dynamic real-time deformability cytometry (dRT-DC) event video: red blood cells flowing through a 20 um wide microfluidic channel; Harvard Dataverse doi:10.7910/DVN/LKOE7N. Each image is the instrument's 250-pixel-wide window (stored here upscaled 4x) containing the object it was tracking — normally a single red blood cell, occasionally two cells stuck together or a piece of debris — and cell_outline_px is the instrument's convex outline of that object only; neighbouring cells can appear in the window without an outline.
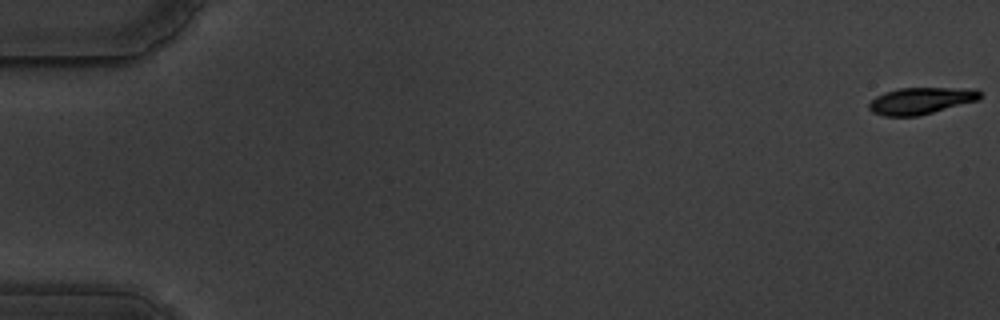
{"species": "common noctule bat (a hibernating species)", "species_latin": "Nyctalus noctula", "temperature_condition": "warm", "stored_images_in_passage": 10, "camera_frame_rate_fps": 3000, "um_per_image_px": 0.085, "animal": {"sex": "male", "body_mass_g": 19.5, "forearm_length_mm": 54.6}, "frame": {"image": 1, "passage_image": 1, "time_ms": 0.0, "image_size_px": [1000, 320], "cell_outline_px": [[984, 96], [980, 100], [916, 116], [884, 116], [872, 112], [868, 108], [868, 104], [876, 96], [884, 92], [900, 88], [976, 88]], "centroid_in_image_um": [78.31, 8.55], "position_along_channel_um": 6.7, "area_um2": 17.4}}